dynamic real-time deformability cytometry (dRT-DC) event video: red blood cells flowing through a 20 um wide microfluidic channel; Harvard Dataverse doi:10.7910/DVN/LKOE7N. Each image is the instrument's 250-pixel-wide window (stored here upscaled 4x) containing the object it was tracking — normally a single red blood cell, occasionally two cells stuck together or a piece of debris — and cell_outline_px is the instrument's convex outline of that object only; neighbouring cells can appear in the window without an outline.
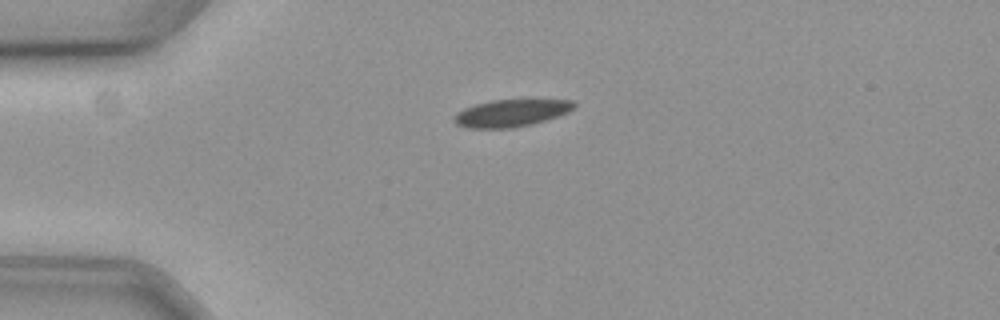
{"species": "common noctule bat (a hibernating species)", "species_latin": "Nyctalus noctula", "temperature_condition": "cold", "stored_images_in_passage": 45, "camera_frame_rate_fps": 3000, "um_per_image_px": 0.085, "animal": {"sex": "female", "body_mass_g": 19.3, "forearm_length_mm": 54.1}, "frame": {"image": 1, "passage_image": 1, "time_ms": 0.0, "image_size_px": [1000, 320], "cell_outline_px": [[576, 108], [568, 112], [532, 124], [512, 128], [468, 128], [456, 124], [452, 120], [452, 116], [456, 112], [464, 108], [476, 104], [492, 100], [572, 100], [576, 104]], "centroid_in_image_um": [43.4, 9.61], "position_along_channel_um": 41.6, "area_um2": 19.02}}
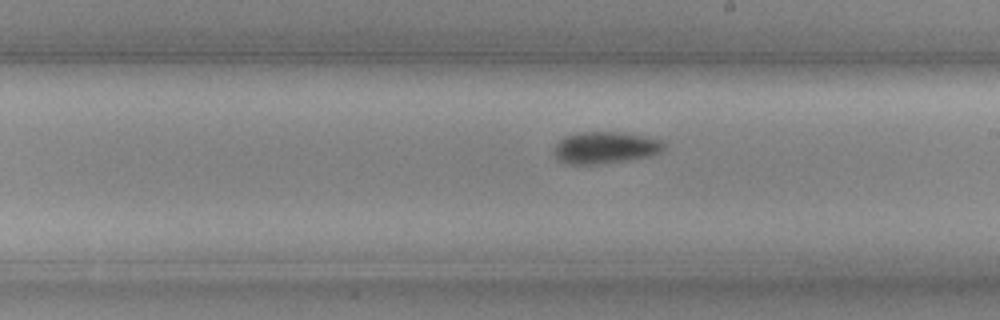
{"frame": {"image": 2, "passage_image": 20, "time_ms": 6.333, "image_size_px": [1000, 320], "cell_outline_px": [[664, 148], [660, 152], [652, 156], [628, 160], [600, 164], [568, 164], [556, 160], [552, 152], [556, 144], [564, 136], [576, 132], [620, 132], [660, 140], [664, 144]], "centroid_in_image_um": [51.37, 12.56], "position_along_channel_um": 237.6, "area_um2": 20.52}}
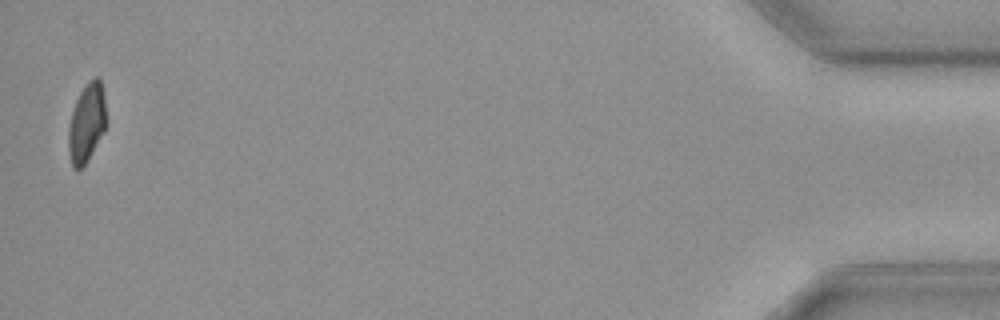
{"frame": {"image": 3, "passage_image": 44, "time_ms": 14.333, "image_size_px": [1000, 320], "cell_outline_px": [[108, 124], [104, 132], [88, 160], [80, 168], [72, 168], [68, 152], [68, 128], [72, 112], [76, 100], [84, 84], [92, 76], [96, 76], [100, 80], [104, 96], [108, 120]], "centroid_in_image_um": [7.39, 10.42], "position_along_channel_um": 427.8, "area_um2": 17.8}, "authors_computed_cell_mechanics": {"area_um2": 19.7676, "velocity_mm_per_s": 3.5699, "shape_relaxation_time_tau1_ms": 9.9969, "shape_relaxation_time_tau2_ms": null, "deformation_change_tau1": 0.1499, "deformation_change_tau2": null}}